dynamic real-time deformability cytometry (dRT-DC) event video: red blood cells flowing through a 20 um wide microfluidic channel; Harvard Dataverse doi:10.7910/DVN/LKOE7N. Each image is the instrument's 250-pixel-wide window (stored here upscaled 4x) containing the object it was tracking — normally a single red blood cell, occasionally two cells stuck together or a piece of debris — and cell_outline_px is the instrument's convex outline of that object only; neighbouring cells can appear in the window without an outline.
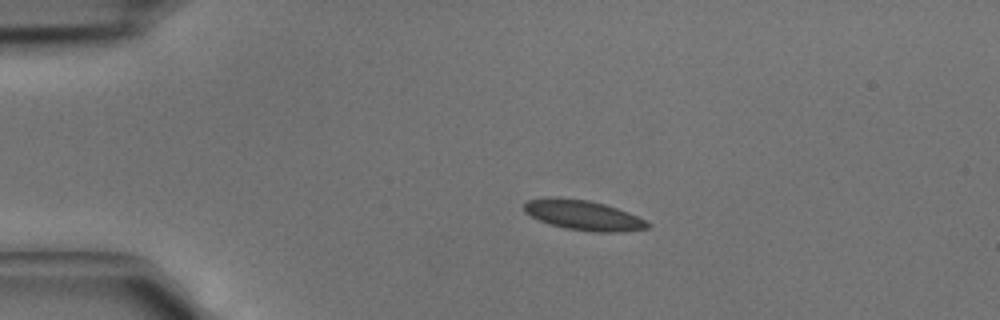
{"species": "common noctule bat (a hibernating species)", "species_latin": "Nyctalus noctula", "temperature_condition": "cold", "stored_images_in_passage": 35, "camera_frame_rate_fps": 3000, "um_per_image_px": 0.085, "animal": {"sex": "male", "body_mass_g": 15.6}, "frame": {"image": 1, "passage_image": 1, "time_ms": 0.0, "image_size_px": [1000, 320], "cell_outline_px": [[652, 224], [648, 228], [624, 232], [596, 232], [568, 228], [552, 224], [540, 220], [524, 212], [524, 204], [528, 200], [544, 196], [552, 196], [588, 200], [604, 204], [628, 212]], "centroid_in_image_um": [49.57, 18.27], "position_along_channel_um": 35.4, "area_um2": 21.44}}
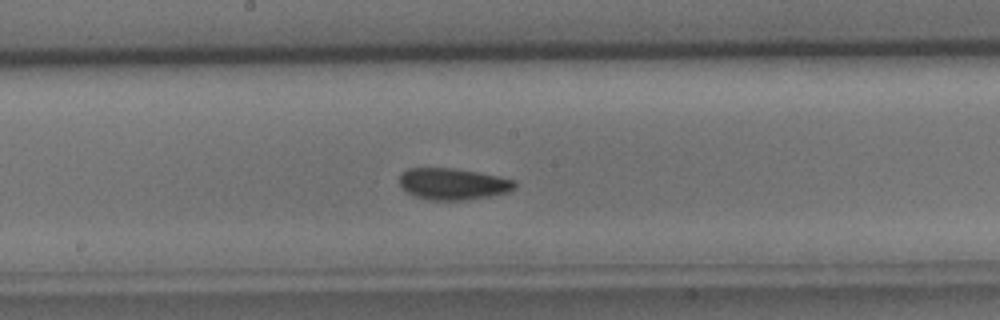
{"frame": {"image": 2, "passage_image": 15, "time_ms": 4.667, "image_size_px": [1000, 320], "cell_outline_px": [[516, 188], [508, 192], [468, 200], [432, 200], [416, 196], [400, 188], [400, 176], [408, 168], [456, 168], [480, 172], [516, 180]], "centroid_in_image_um": [38.53, 15.63], "position_along_channel_um": 209.7, "area_um2": 21.27}}
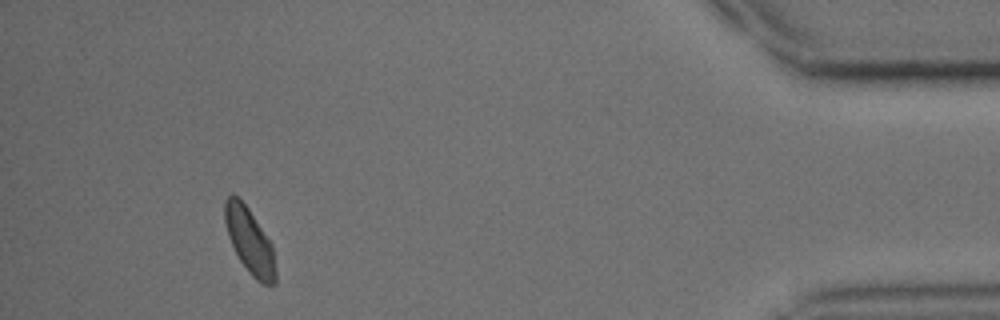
{"frame": {"image": 3, "passage_image": 32, "time_ms": 10.333, "image_size_px": [1000, 320], "cell_outline_px": [[276, 284], [264, 284], [256, 280], [248, 272], [240, 260], [228, 236], [224, 220], [224, 200], [228, 196], [236, 196], [248, 208], [272, 244], [276, 272]], "centroid_in_image_um": [21.22, 20.5], "position_along_channel_um": 414.0, "area_um2": 19.13}}